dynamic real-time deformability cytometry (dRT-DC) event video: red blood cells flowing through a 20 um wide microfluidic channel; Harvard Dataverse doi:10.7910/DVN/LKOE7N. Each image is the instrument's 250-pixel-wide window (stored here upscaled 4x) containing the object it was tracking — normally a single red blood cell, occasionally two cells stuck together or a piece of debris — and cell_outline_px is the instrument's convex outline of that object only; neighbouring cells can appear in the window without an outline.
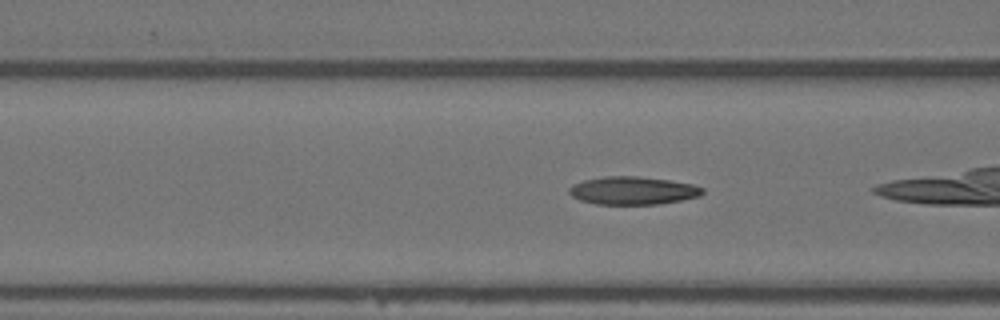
{"species": "Egyptian fruit bat (a non-hibernating species)", "species_latin": "Rousettus aegyptiacus", "temperature_condition": "warm", "stored_images_in_passage": 43, "camera_frame_rate_fps": 3000, "um_per_image_px": 0.085, "animal": {"sex": "female"}, "frame": {"image": 1, "passage_image": 19, "time_ms": 6.0, "image_size_px": [1000, 320], "cell_outline_px": [[704, 192], [700, 196], [680, 200], [656, 204], [596, 204], [580, 200], [572, 196], [568, 192], [568, 188], [572, 184], [584, 180], [604, 176], [636, 176], [668, 180], [692, 184], [704, 188]], "centroid_in_image_um": [53.76, 16.19], "position_along_channel_um": 112.8, "area_um2": 21.68}, "authors_computed_cell_mechanics": {"area_um2": 21.7906, "velocity_mm_per_s": 3.5164, "shape_relaxation_time_tau1_ms": 11.2175, "shape_relaxation_time_tau2_ms": 2.143, "deformation_change_tau1": 0.3121, "deformation_change_tau2": 0.0895}}